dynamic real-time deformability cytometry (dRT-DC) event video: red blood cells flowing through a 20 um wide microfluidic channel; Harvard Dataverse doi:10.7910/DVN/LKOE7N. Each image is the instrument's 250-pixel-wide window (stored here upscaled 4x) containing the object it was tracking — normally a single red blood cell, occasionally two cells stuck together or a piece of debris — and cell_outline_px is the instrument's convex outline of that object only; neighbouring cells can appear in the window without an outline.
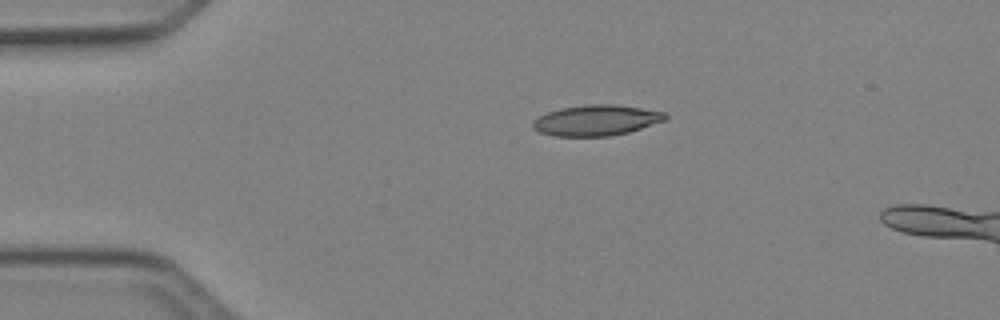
{"species": "Egyptian fruit bat (a non-hibernating species)", "species_latin": "Rousettus aegyptiacus", "temperature_condition": "cold", "stored_images_in_passage": 6, "camera_frame_rate_fps": 3000, "um_per_image_px": 0.085, "animal": {"sex": "female"}, "frame": {"image": 1, "passage_image": 1, "time_ms": 0.0, "image_size_px": [1000, 320], "cell_outline_px": [[668, 116], [664, 120], [628, 132], [612, 136], [556, 136], [540, 132], [532, 128], [532, 124], [540, 116], [548, 112], [560, 108], [588, 104], [612, 104], [640, 108], [664, 112]], "centroid_in_image_um": [50.67, 10.22], "position_along_channel_um": 34.3, "area_um2": 23.35}}